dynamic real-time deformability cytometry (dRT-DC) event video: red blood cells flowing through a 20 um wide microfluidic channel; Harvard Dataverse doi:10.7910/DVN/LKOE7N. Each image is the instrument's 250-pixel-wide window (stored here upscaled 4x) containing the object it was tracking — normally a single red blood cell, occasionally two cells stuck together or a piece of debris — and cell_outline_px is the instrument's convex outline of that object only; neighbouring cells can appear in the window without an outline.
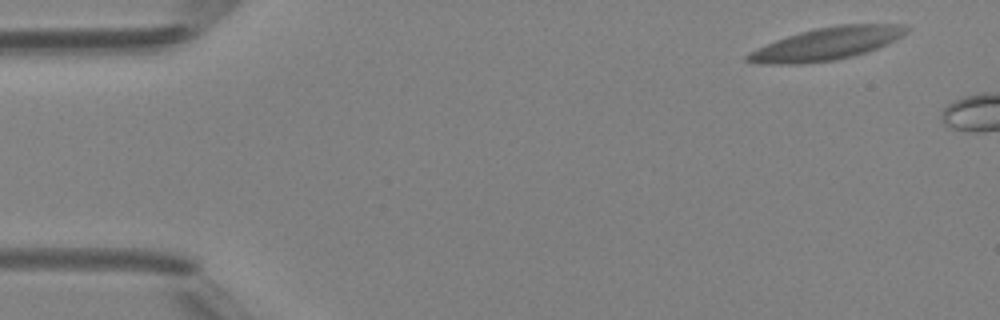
{"species": "Egyptian fruit bat (a non-hibernating species)", "species_latin": "Rousettus aegyptiacus", "temperature_condition": "room temperature", "stored_images_in_passage": 2, "camera_frame_rate_fps": 3000, "um_per_image_px": 0.085, "animal": {"sex": "female"}, "frame": {"image": 1, "passage_image": 1, "time_ms": 0.0, "image_size_px": [1000, 320], "cell_outline_px": [[912, 28], [908, 32], [896, 40], [888, 44], [852, 56], [836, 60], [804, 64], [764, 64], [744, 60], [744, 56], [748, 52], [756, 48], [776, 40], [800, 32], [816, 28], [840, 24], [904, 24]], "centroid_in_image_um": [70.29, 3.72], "position_along_channel_um": 14.7, "area_um2": 30.29}}